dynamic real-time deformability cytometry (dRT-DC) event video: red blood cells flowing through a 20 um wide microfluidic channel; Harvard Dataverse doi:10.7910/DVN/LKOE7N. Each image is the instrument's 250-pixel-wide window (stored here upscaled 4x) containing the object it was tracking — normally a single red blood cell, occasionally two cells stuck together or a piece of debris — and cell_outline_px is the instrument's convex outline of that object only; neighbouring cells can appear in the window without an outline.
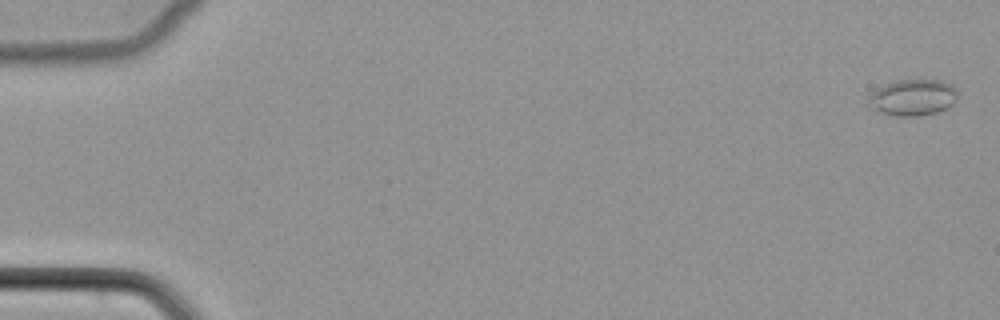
{"species": "common noctule bat (a hibernating species)", "species_latin": "Nyctalus noctula", "temperature_condition": "cold", "stored_images_in_passage": 53, "camera_frame_rate_fps": 3000, "um_per_image_px": 0.085, "animal": {"sex": "female", "body_mass_g": 22.7, "forearm_length_mm": 54.2}, "frame": {"image": 1, "passage_image": 2, "time_ms": 0.333, "image_size_px": [1000, 320], "cell_outline_px": [[960, 92], [956, 100], [952, 104], [936, 112], [916, 116], [896, 116], [880, 112], [868, 108], [868, 96], [876, 88], [884, 84], [896, 80], [944, 80], [952, 84]], "centroid_in_image_um": [77.58, 8.27], "position_along_channel_um": 7.4, "area_um2": 19.19}}
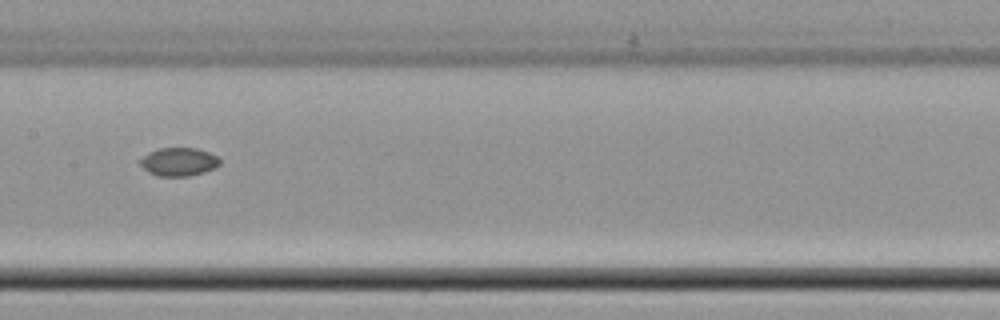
{"frame": {"image": 2, "passage_image": 28, "time_ms": 9.0, "image_size_px": [1000, 320], "cell_outline_px": [[220, 164], [216, 168], [204, 172], [188, 176], [156, 176], [148, 172], [136, 160], [148, 152], [160, 148], [196, 148], [220, 156]], "centroid_in_image_um": [15.18, 13.75], "position_along_channel_um": 192.2, "area_um2": 13.41}}
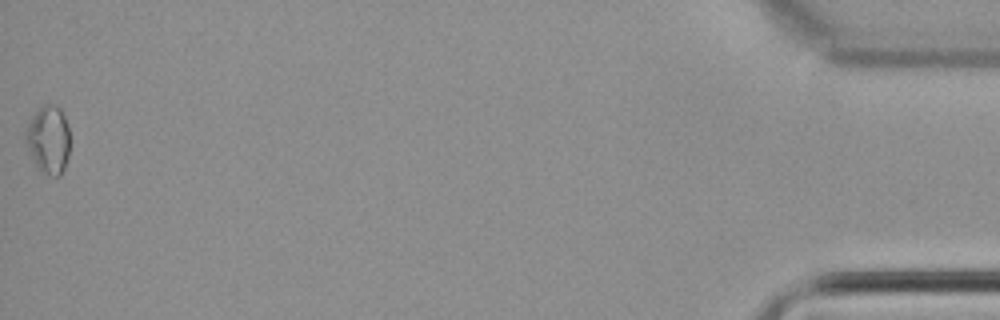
{"frame": {"image": 3, "passage_image": 53, "time_ms": 17.333, "image_size_px": [1000, 320], "cell_outline_px": [[68, 156], [64, 168], [60, 176], [52, 176], [44, 172], [36, 164], [24, 140], [24, 132], [32, 116], [44, 104], [56, 104], [60, 108], [64, 116], [68, 128]], "centroid_in_image_um": [4.11, 11.84], "position_along_channel_um": 431.1, "area_um2": 17.22}}